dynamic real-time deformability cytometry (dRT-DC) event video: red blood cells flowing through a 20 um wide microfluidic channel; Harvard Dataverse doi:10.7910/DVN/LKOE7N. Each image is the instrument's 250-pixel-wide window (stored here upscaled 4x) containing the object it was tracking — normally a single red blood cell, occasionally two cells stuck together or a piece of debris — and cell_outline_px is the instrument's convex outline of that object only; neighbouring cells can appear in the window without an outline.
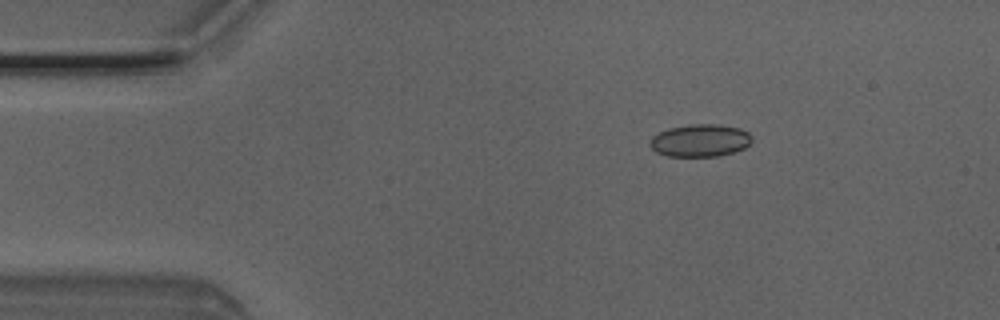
{"species": "Egyptian fruit bat (a non-hibernating species)", "species_latin": "Rousettus aegyptiacus", "temperature_condition": "room temperature", "stored_images_in_passage": 5, "camera_frame_rate_fps": 3000, "um_per_image_px": 0.085, "animal": {"sex": "male"}, "frame": {"image": 1, "passage_image": 5, "time_ms": 1.333, "image_size_px": [1000, 320], "cell_outline_px": [[752, 140], [744, 148], [732, 152], [716, 156], [668, 156], [656, 152], [648, 144], [652, 136], [668, 128], [688, 124], [716, 124], [740, 128], [748, 132], [752, 136]], "centroid_in_image_um": [59.49, 11.93], "position_along_channel_um": 25.5, "area_um2": 19.31}}